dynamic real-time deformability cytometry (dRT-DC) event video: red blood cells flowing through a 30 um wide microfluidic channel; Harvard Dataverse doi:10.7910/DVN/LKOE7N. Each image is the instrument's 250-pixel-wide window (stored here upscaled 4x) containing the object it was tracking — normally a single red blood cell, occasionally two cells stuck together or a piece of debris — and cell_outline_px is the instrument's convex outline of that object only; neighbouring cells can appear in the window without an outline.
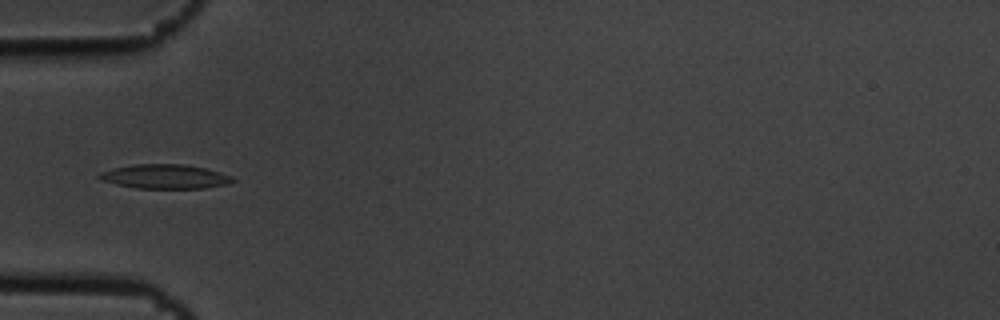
{"species": "common noctule bat (a hibernating species)", "species_latin": "Nyctalus noctula", "temperature_condition": "cold", "stored_images_in_passage": 8, "camera_frame_rate_fps": 3000, "um_per_image_px": 0.085, "animal": {"sex": "male", "body_mass_g": 19.5, "forearm_length_mm": 54.6}, "frame": {"image": 1, "passage_image": 4, "time_ms": 1.0, "image_size_px": [1000, 320], "cell_outline_px": [[236, 180], [228, 184], [204, 188], [136, 188], [116, 184], [100, 180], [96, 176], [100, 172], [112, 168], [136, 164], [184, 164], [204, 168], [220, 172], [232, 176]], "centroid_in_image_um": [14.01, 15.0], "position_along_channel_um": 71.0, "area_um2": 18.9}}
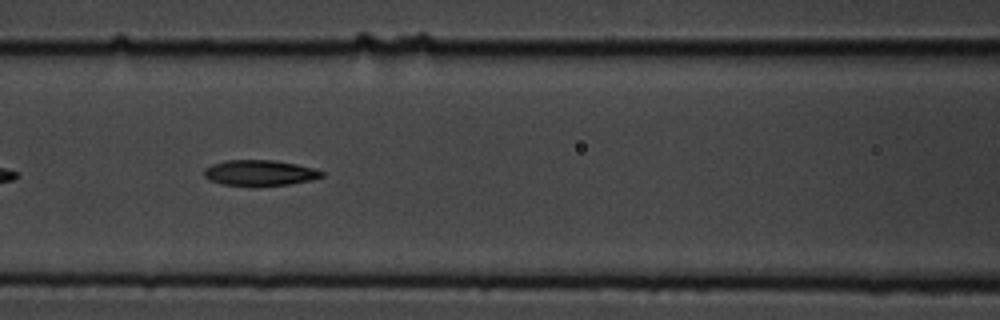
{"frame": {"image": 2, "passage_image": 6, "time_ms": 1.667, "image_size_px": [1000, 320], "cell_outline_px": [[324, 176], [312, 180], [288, 184], [256, 188], [248, 188], [224, 184], [212, 180], [204, 176], [204, 168], [212, 164], [224, 160], [272, 160], [296, 164], [312, 168], [324, 172]], "centroid_in_image_um": [22.06, 14.72], "position_along_channel_um": 144.5, "area_um2": 18.03}}
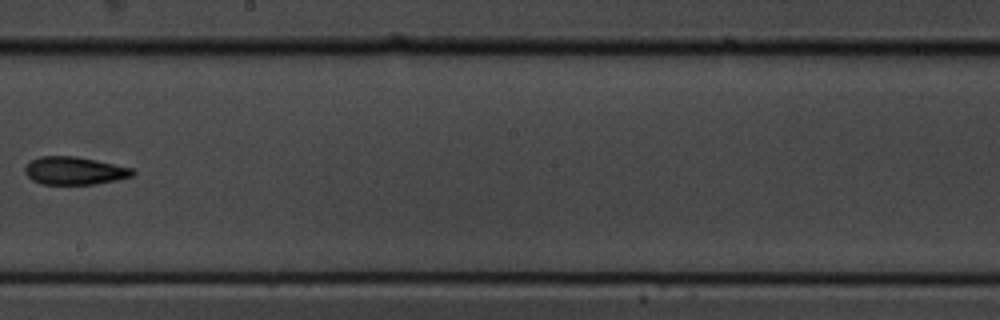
{"frame": {"image": 3, "passage_image": 8, "time_ms": 2.333, "image_size_px": [1000, 320], "cell_outline_px": [[136, 172], [132, 176], [116, 180], [96, 184], [40, 184], [32, 180], [24, 172], [24, 168], [32, 160], [40, 156], [76, 156], [96, 160], [132, 168]], "centroid_in_image_um": [6.32, 14.51], "position_along_channel_um": 241.9, "area_um2": 17.46}}